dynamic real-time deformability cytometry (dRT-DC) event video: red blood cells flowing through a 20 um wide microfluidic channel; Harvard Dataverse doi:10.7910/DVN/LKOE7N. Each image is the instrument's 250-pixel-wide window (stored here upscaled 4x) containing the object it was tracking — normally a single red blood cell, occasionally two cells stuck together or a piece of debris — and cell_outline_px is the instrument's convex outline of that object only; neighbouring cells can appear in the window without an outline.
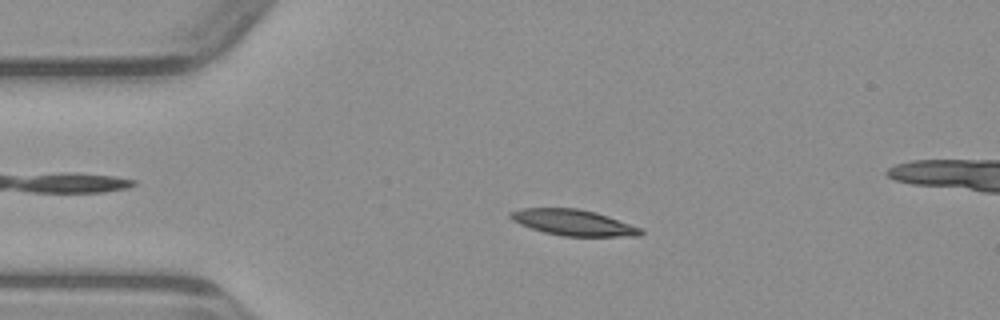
{"species": "common noctule bat (a hibernating species)", "species_latin": "Nyctalus noctula", "temperature_condition": "warm", "stored_images_in_passage": 50, "camera_frame_rate_fps": 3000, "um_per_image_px": 0.085, "animal": {"sex": "male", "body_mass_g": 23.1, "forearm_length_mm": 52.7}, "frame": {"image": 1, "passage_image": 10, "time_ms": 3.0, "image_size_px": [1000, 320], "cell_outline_px": [[644, 232], [640, 236], [564, 236], [544, 232], [520, 224], [512, 220], [508, 216], [508, 212], [520, 208], [576, 208], [596, 212], [608, 216], [640, 228]], "centroid_in_image_um": [48.7, 18.91], "position_along_channel_um": 36.3, "area_um2": 19.59}}
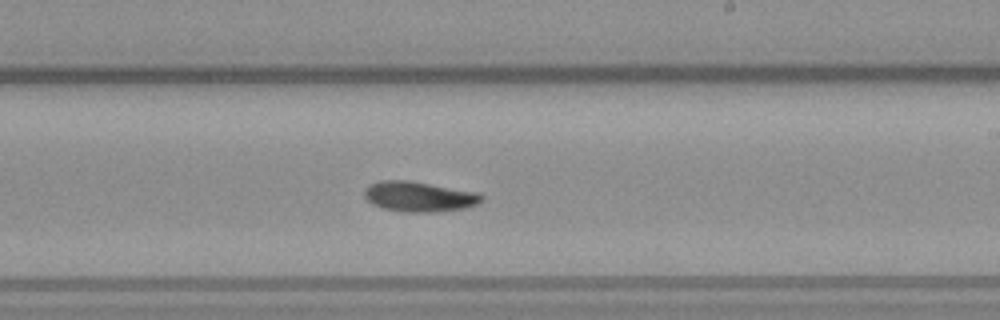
{"frame": {"image": 2, "passage_image": 28, "time_ms": 9.0, "image_size_px": [1000, 320], "cell_outline_px": [[484, 200], [476, 204], [464, 208], [432, 212], [404, 212], [384, 208], [372, 204], [364, 196], [364, 188], [368, 184], [380, 180], [408, 180], [476, 192], [484, 196]], "centroid_in_image_um": [35.59, 16.7], "position_along_channel_um": 253.4, "area_um2": 20.58}}
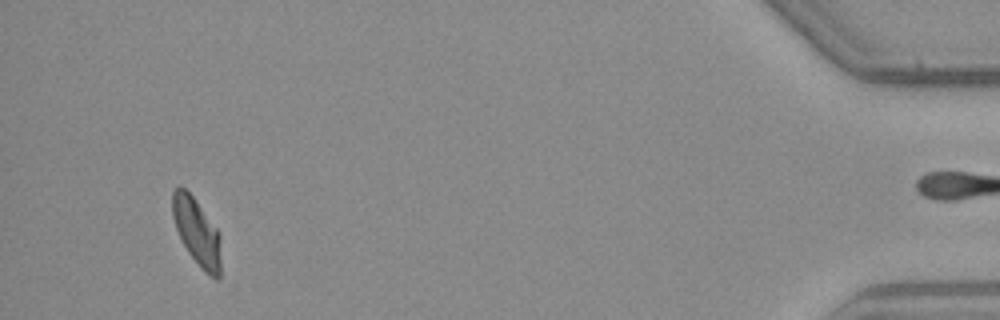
{"frame": {"image": 3, "passage_image": 46, "time_ms": 15.0, "image_size_px": [1000, 320], "cell_outline_px": [[220, 276], [216, 280], [204, 272], [188, 252], [176, 228], [172, 216], [172, 192], [180, 184], [192, 196], [216, 228], [220, 236]], "centroid_in_image_um": [16.72, 19.72], "position_along_channel_um": 418.5, "area_um2": 18.67}}